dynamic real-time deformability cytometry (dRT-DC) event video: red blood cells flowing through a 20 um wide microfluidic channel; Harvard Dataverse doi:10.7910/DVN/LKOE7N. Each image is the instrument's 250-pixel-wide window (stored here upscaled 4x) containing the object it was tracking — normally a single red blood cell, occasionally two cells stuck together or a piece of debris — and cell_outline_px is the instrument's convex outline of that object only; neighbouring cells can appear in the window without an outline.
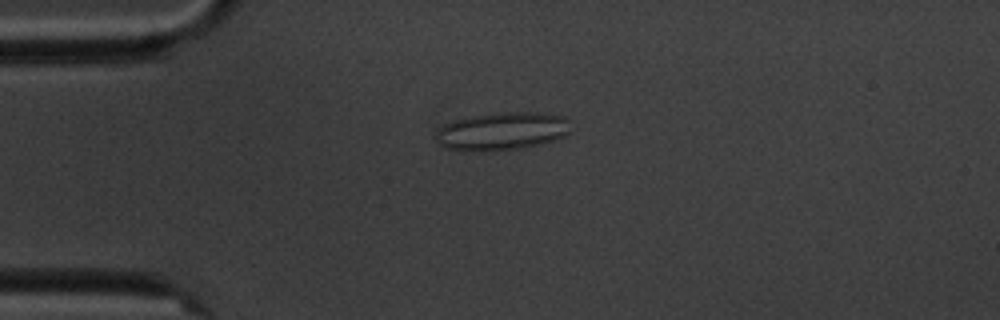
{"species": "common noctule bat (a hibernating species)", "species_latin": "Nyctalus noctula", "temperature_condition": "cold", "stored_images_in_passage": 11, "camera_frame_rate_fps": 3000, "um_per_image_px": 0.085, "animal": {"sex": "male", "body_mass_g": 20.1, "forearm_length_mm": 53.5}, "frame": {"image": 1, "passage_image": 4, "time_ms": 4.333, "image_size_px": [1000, 320], "cell_outline_px": [[568, 132], [564, 136], [552, 140], [520, 148], [488, 152], [460, 152], [444, 148], [436, 140], [436, 132], [444, 124], [452, 120], [472, 116], [504, 112], [536, 112], [564, 116], [568, 120]], "centroid_in_image_um": [42.58, 11.17], "position_along_channel_um": 42.4, "area_um2": 30.0}}
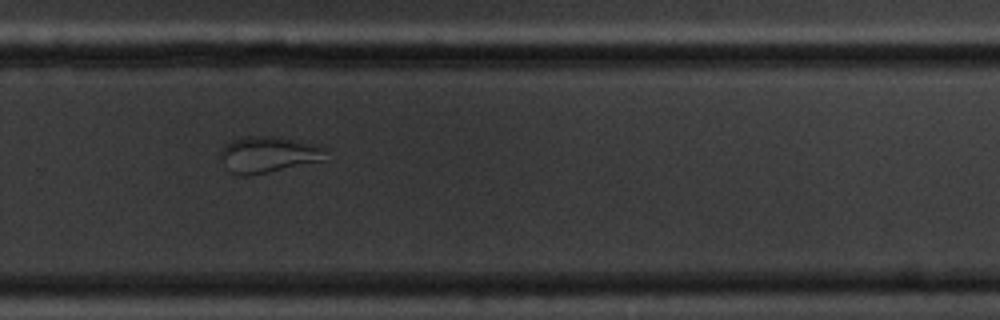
{"frame": {"image": 2, "passage_image": 11, "time_ms": 12.667, "image_size_px": [1000, 320], "cell_outline_px": [[324, 160], [268, 172], [248, 176], [240, 176], [232, 172], [220, 160], [220, 152], [224, 144], [232, 140], [248, 136], [272, 136], [312, 144], [324, 148]], "centroid_in_image_um": [22.72, 13.14], "position_along_channel_um": 307.1, "area_um2": 21.79}}